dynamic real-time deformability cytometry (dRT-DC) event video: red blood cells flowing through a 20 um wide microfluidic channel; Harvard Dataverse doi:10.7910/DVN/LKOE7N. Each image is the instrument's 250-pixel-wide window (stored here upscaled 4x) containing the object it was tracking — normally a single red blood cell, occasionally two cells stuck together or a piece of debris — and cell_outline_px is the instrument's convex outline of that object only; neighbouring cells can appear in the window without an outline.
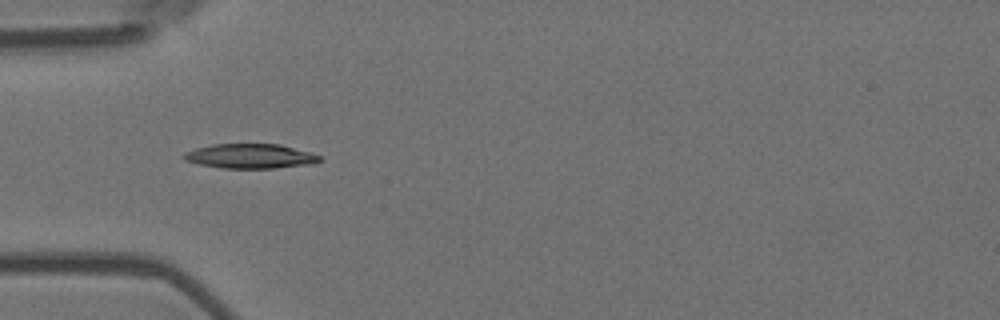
{"species": "Egyptian fruit bat (a non-hibernating species)", "species_latin": "Rousettus aegyptiacus", "temperature_condition": "room temperature", "stored_images_in_passage": 6, "camera_frame_rate_fps": 3000, "um_per_image_px": 0.085, "animal": {"sex": "female"}, "frame": {"image": 1, "passage_image": 5, "time_ms": 1.333, "image_size_px": [1000, 320], "cell_outline_px": [[324, 160], [308, 164], [276, 168], [220, 168], [200, 164], [184, 160], [184, 152], [196, 148], [212, 144], [280, 144], [312, 152], [324, 156]], "centroid_in_image_um": [21.33, 13.27], "position_along_channel_um": 63.7, "area_um2": 19.59}}
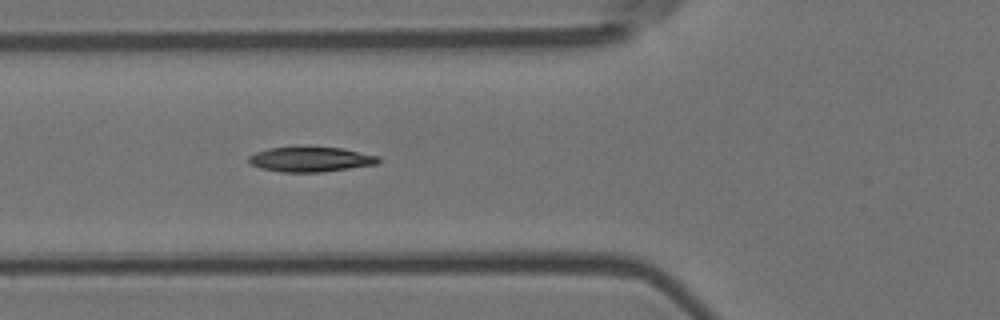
{"frame": {"image": 2, "passage_image": 6, "time_ms": 1.667, "image_size_px": [1000, 320], "cell_outline_px": [[380, 164], [324, 172], [280, 172], [260, 168], [252, 164], [248, 160], [248, 156], [256, 152], [268, 148], [344, 148], [380, 156]], "centroid_in_image_um": [26.47, 13.56], "position_along_channel_um": 99.3, "area_um2": 18.79}}